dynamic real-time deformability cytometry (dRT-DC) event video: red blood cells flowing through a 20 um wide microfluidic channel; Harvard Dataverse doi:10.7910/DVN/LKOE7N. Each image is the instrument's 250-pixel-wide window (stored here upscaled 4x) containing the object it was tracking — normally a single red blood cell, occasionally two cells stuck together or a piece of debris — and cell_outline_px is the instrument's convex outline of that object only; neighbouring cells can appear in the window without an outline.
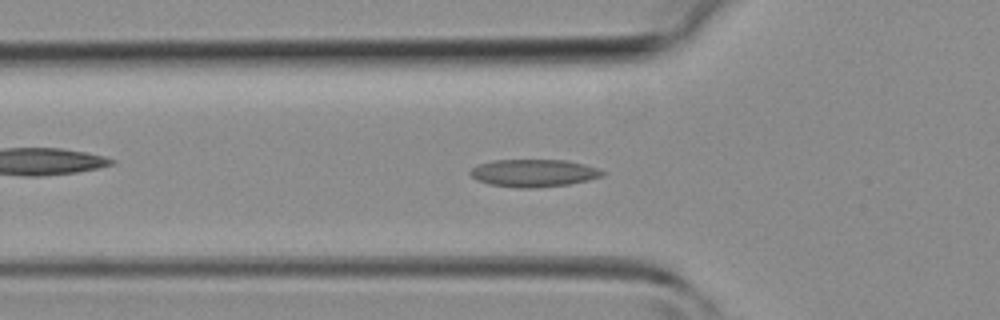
{"species": "common noctule bat (a hibernating species)", "species_latin": "Nyctalus noctula", "temperature_condition": "room temperature", "stored_images_in_passage": 41, "camera_frame_rate_fps": 3000, "um_per_image_px": 0.085, "animal": {"sex": "female", "body_mass_g": 19.3, "forearm_length_mm": 54.1}, "frame": {"image": 1, "passage_image": 13, "time_ms": 4.0, "image_size_px": [1000, 320], "cell_outline_px": [[604, 176], [588, 180], [568, 184], [536, 188], [516, 188], [488, 184], [476, 180], [468, 172], [472, 168], [480, 164], [492, 160], [568, 160], [584, 164], [596, 168], [604, 172]], "centroid_in_image_um": [45.34, 14.71], "position_along_channel_um": 80.5, "area_um2": 21.27}}
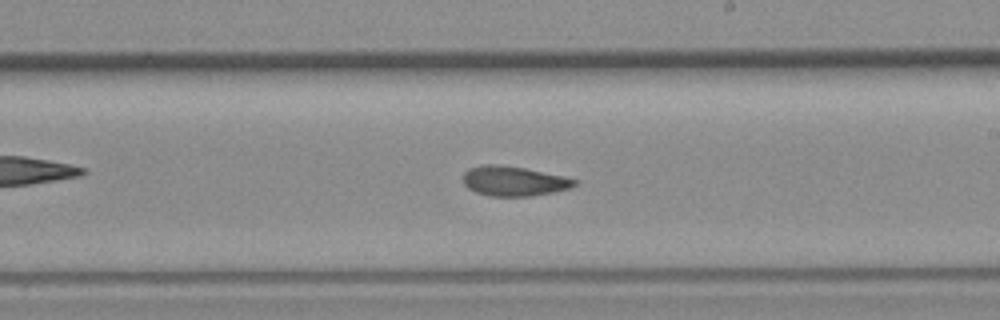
{"frame": {"image": 2, "passage_image": 23, "time_ms": 7.333, "image_size_px": [1000, 320], "cell_outline_px": [[576, 184], [572, 188], [532, 196], [488, 196], [476, 192], [468, 188], [464, 184], [464, 172], [468, 168], [484, 164], [496, 164], [524, 168], [564, 176], [576, 180]], "centroid_in_image_um": [43.66, 15.39], "position_along_channel_um": 245.3, "area_um2": 19.31}}
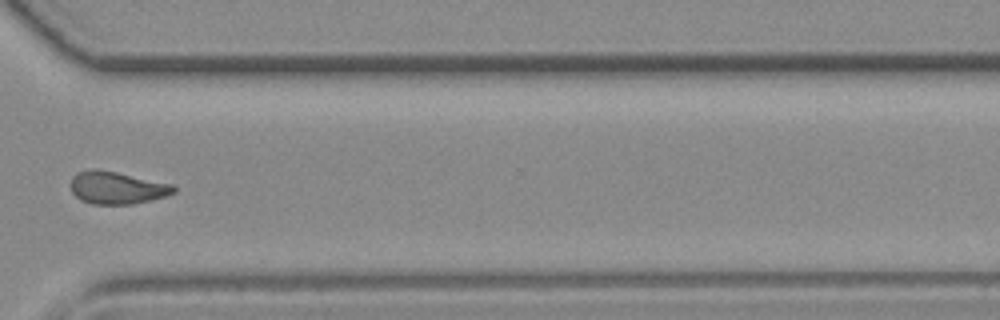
{"frame": {"image": 3, "passage_image": 30, "time_ms": 9.667, "image_size_px": [1000, 320], "cell_outline_px": [[176, 192], [164, 196], [132, 204], [92, 204], [80, 200], [72, 192], [72, 176], [76, 172], [92, 168], [96, 168], [116, 172], [172, 184], [176, 188]], "centroid_in_image_um": [9.9, 15.95], "position_along_channel_um": 360.7, "area_um2": 19.36}}